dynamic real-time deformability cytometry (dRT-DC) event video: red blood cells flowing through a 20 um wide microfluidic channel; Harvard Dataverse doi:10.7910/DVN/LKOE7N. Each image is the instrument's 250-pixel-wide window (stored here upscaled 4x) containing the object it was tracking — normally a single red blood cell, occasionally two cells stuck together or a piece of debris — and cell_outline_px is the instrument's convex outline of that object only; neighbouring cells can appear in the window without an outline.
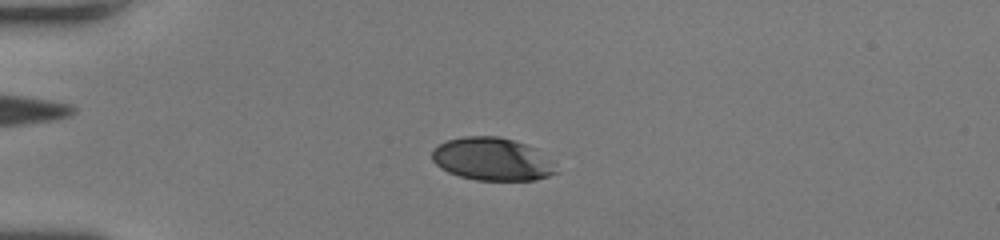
{"species": "human", "species_latin": "Homo sapiens", "temperature_condition": "room temperature", "stored_images_in_passage": 2, "camera_frame_rate_fps": 3000, "um_per_image_px": 0.085, "donor": {"sex": "female"}, "frame": {"image": 1, "passage_image": 2, "time_ms": 0.333, "image_size_px": [1000, 240], "cell_outline_px": [[540, 176], [520, 180], [496, 180], [468, 176], [456, 172], [448, 168], [456, 140], [504, 140]], "centroid_in_image_um": [41.61, 13.67], "position_along_channel_um": 43.4, "area_um2": 19.31}}